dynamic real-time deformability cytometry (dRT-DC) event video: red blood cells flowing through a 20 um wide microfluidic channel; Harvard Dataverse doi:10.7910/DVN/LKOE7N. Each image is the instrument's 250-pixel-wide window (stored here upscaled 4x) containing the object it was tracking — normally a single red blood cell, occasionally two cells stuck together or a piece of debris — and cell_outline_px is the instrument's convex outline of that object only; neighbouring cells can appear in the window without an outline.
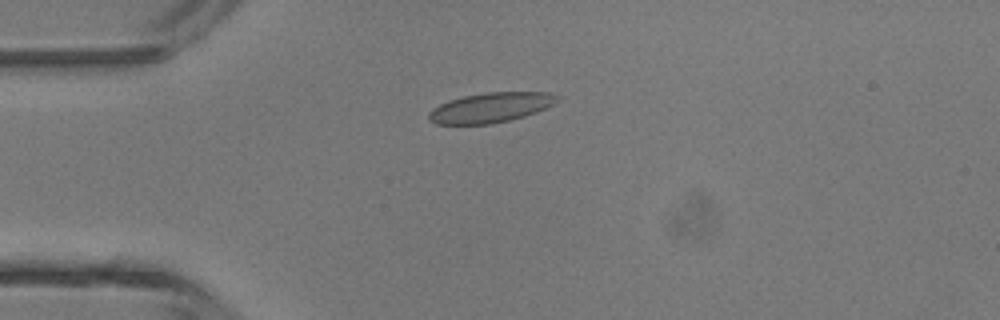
{"species": "common noctule bat (a hibernating species)", "species_latin": "Nyctalus noctula", "temperature_condition": "room temperature", "stored_images_in_passage": 4, "camera_frame_rate_fps": 3000, "um_per_image_px": 0.085, "animal": {"sex": "male", "body_mass_g": 13.3}, "frame": {"image": 1, "passage_image": 3, "time_ms": 3.333, "image_size_px": [1000, 320], "cell_outline_px": [[560, 100], [536, 112], [524, 116], [508, 120], [488, 124], [436, 124], [428, 120], [428, 112], [432, 108], [448, 100], [464, 96], [484, 92], [552, 92], [560, 96]], "centroid_in_image_um": [41.69, 9.13], "position_along_channel_um": 43.3, "area_um2": 22.43}}